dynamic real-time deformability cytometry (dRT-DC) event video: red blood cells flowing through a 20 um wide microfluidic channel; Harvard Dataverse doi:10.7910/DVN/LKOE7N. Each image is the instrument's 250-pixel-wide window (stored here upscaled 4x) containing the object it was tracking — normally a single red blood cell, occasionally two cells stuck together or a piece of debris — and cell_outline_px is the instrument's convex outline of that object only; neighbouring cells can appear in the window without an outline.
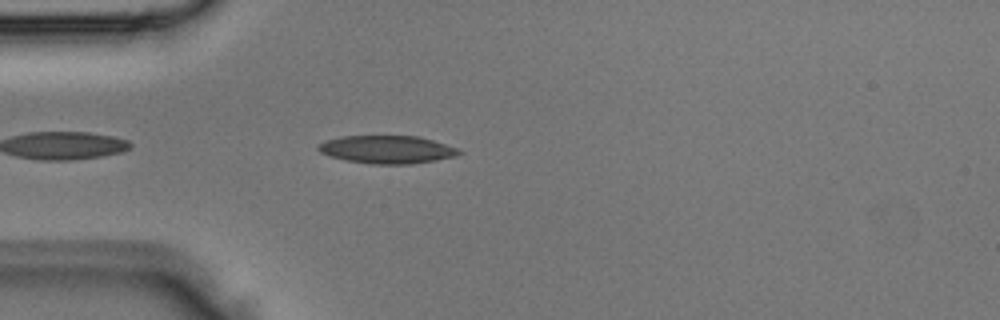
{"species": "Egyptian fruit bat (a non-hibernating species)", "species_latin": "Rousettus aegyptiacus", "temperature_condition": "room temperature", "stored_images_in_passage": 3, "camera_frame_rate_fps": 3000, "um_per_image_px": 0.085, "animal": {"sex": "male"}, "frame": {"image": 1, "passage_image": 3, "time_ms": 0.667, "image_size_px": [1000, 320], "cell_outline_px": [[464, 152], [456, 156], [436, 160], [408, 164], [372, 164], [348, 160], [332, 156], [320, 152], [316, 148], [320, 144], [328, 140], [340, 136], [420, 136], [460, 148]], "centroid_in_image_um": [32.98, 12.7], "position_along_channel_um": 52.0, "area_um2": 22.83}}